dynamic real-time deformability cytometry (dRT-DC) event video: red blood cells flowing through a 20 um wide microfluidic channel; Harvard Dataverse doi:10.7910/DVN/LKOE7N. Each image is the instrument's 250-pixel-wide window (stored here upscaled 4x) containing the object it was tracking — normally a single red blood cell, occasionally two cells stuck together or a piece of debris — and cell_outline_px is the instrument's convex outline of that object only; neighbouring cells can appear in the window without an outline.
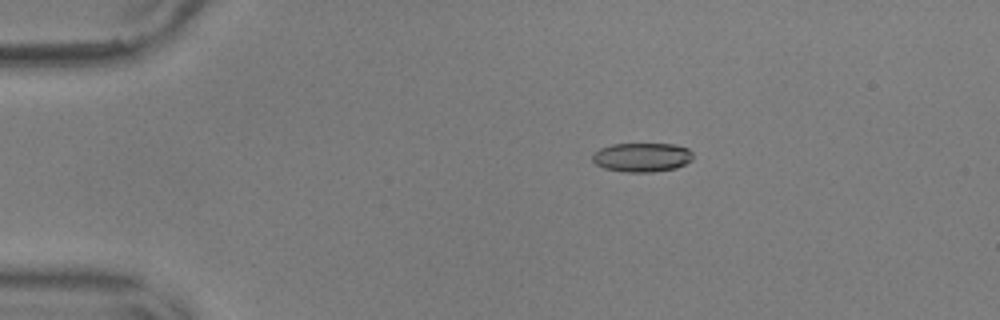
{"species": "common noctule bat (a hibernating species)", "species_latin": "Nyctalus noctula", "temperature_condition": "warm", "stored_images_in_passage": 56, "camera_frame_rate_fps": 3000, "um_per_image_px": 0.085, "animal": {"sex": "male", "body_mass_g": 17.9, "forearm_length_mm": 54.2}, "frame": {"image": 1, "passage_image": 11, "time_ms": 3.333, "image_size_px": [1000, 320], "cell_outline_px": [[692, 160], [676, 168], [652, 172], [624, 172], [604, 168], [596, 164], [592, 160], [592, 152], [600, 148], [612, 144], [672, 144], [688, 148], [692, 152]], "centroid_in_image_um": [54.54, 13.37], "position_along_channel_um": 30.5, "area_um2": 17.11}}
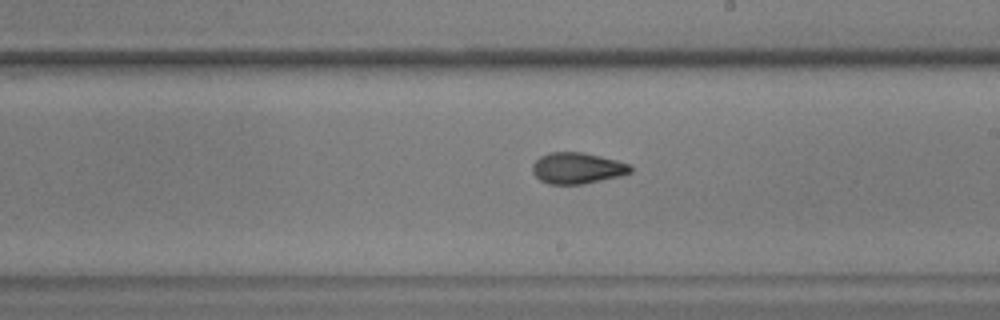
{"frame": {"image": 2, "passage_image": 33, "time_ms": 10.667, "image_size_px": [1000, 320], "cell_outline_px": [[632, 172], [620, 176], [584, 184], [548, 184], [540, 180], [532, 172], [532, 164], [540, 156], [548, 152], [580, 152], [600, 156], [616, 160], [628, 164], [632, 168]], "centroid_in_image_um": [49.04, 14.29], "position_along_channel_um": 240.0, "area_um2": 17.8}}
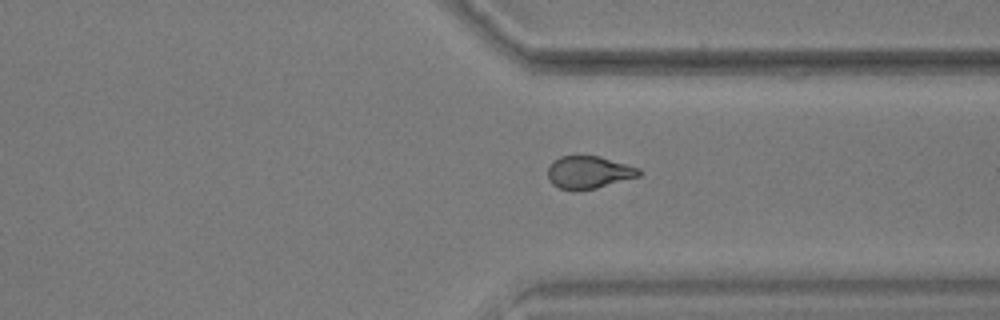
{"frame": {"image": 3, "passage_image": 43, "time_ms": 14.0, "image_size_px": [1000, 320], "cell_outline_px": [[640, 176], [596, 188], [572, 192], [560, 188], [552, 184], [548, 180], [548, 168], [552, 160], [560, 156], [600, 156], [640, 168]], "centroid_in_image_um": [50.01, 14.66], "position_along_channel_um": 361.4, "area_um2": 17.51}, "authors_computed_cell_mechanics": {"area_um2": 17.7735, "velocity_mm_per_s": 3.6426, "shape_relaxation_time_tau1_ms": 7.9954, "shape_relaxation_time_tau2_ms": 2.2059, "deformation_change_tau1": 0.1813, "deformation_change_tau2": 0.0756}}